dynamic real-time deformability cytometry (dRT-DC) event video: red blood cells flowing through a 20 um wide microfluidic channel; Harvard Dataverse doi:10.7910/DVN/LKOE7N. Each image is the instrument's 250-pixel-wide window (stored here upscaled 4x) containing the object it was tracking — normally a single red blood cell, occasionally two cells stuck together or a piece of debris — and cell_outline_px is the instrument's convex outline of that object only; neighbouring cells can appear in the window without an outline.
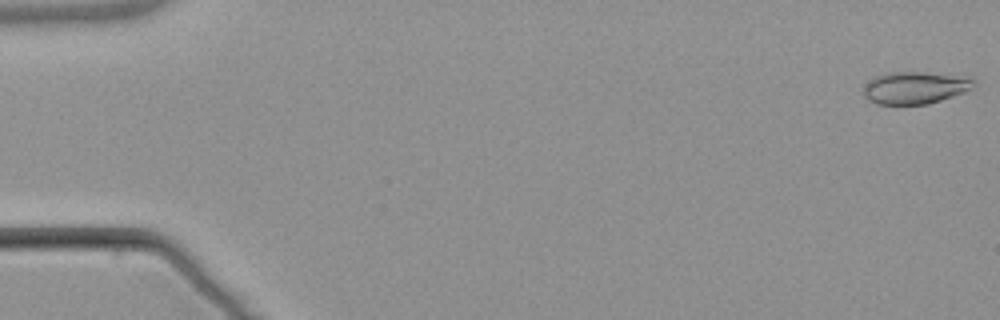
{"species": "common noctule bat (a hibernating species)", "species_latin": "Nyctalus noctula", "temperature_condition": "warm", "stored_images_in_passage": 5, "camera_frame_rate_fps": 3000, "um_per_image_px": 0.085, "animal": {"sex": "male", "body_mass_g": 21.5, "forearm_length_mm": 52.0}, "frame": {"image": 1, "passage_image": 1, "time_ms": 0.0, "image_size_px": [1000, 320], "cell_outline_px": [[976, 84], [972, 88], [964, 92], [928, 104], [876, 104], [868, 100], [864, 96], [860, 88], [872, 76], [888, 72], [924, 72], [952, 76], [976, 80]], "centroid_in_image_um": [77.65, 7.46], "position_along_channel_um": 7.3, "area_um2": 20.75}}
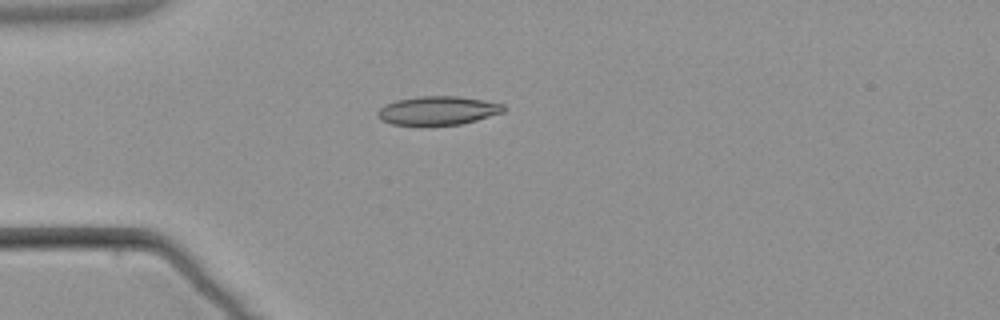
{"frame": {"image": 2, "passage_image": 5, "time_ms": 4.667, "image_size_px": [1000, 320], "cell_outline_px": [[508, 108], [504, 112], [476, 120], [460, 124], [424, 128], [392, 124], [380, 120], [376, 116], [376, 112], [384, 104], [396, 100], [420, 96], [460, 96], [484, 100], [504, 104]], "centroid_in_image_um": [37.18, 9.43], "position_along_channel_um": 47.8, "area_um2": 22.02}}